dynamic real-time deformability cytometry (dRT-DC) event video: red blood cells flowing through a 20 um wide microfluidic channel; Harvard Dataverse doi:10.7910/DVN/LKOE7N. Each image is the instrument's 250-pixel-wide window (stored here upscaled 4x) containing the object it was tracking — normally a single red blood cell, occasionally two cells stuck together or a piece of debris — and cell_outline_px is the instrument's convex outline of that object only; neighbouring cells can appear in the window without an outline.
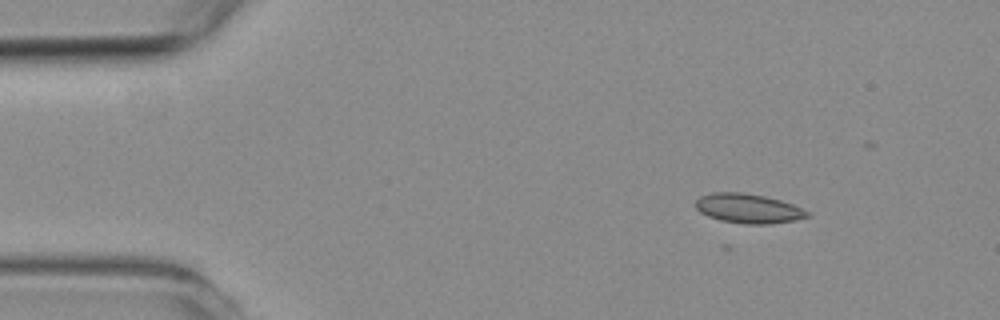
{"species": "common noctule bat (a hibernating species)", "species_latin": "Nyctalus noctula", "temperature_condition": "room temperature", "stored_images_in_passage": 54, "camera_frame_rate_fps": 3000, "um_per_image_px": 0.085, "animal": {"sex": "female", "body_mass_g": 19.3, "forearm_length_mm": 54.1}, "frame": {"image": 1, "passage_image": 8, "time_ms": 2.333, "image_size_px": [1000, 320], "cell_outline_px": [[812, 216], [796, 220], [772, 224], [744, 224], [720, 220], [708, 216], [700, 212], [696, 208], [696, 200], [700, 196], [712, 192], [744, 192], [764, 196], [780, 200], [792, 204], [808, 212]], "centroid_in_image_um": [63.6, 17.72], "position_along_channel_um": 21.4, "area_um2": 19.25}}
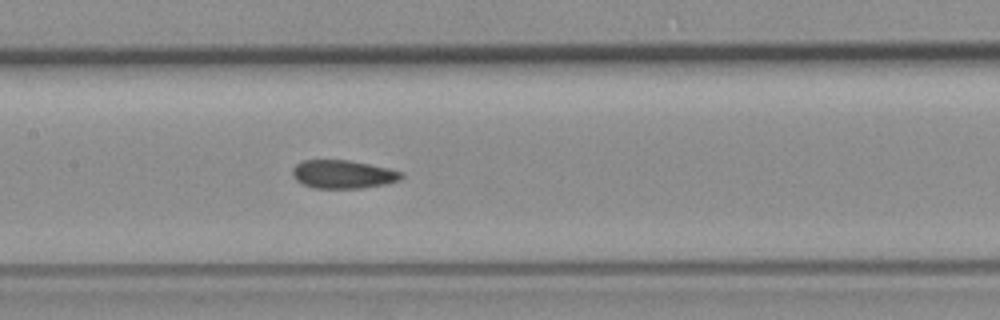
{"frame": {"image": 2, "passage_image": 27, "time_ms": 8.667, "image_size_px": [1000, 320], "cell_outline_px": [[404, 176], [400, 180], [384, 184], [364, 188], [312, 188], [296, 180], [292, 176], [292, 168], [296, 164], [304, 160], [348, 160], [388, 168], [404, 172]], "centroid_in_image_um": [29.16, 14.81], "position_along_channel_um": 178.2, "area_um2": 18.03}}
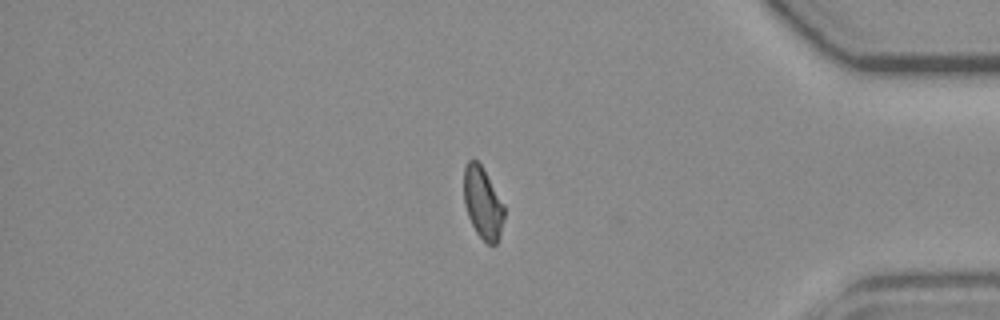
{"frame": {"image": 3, "passage_image": 47, "time_ms": 15.333, "image_size_px": [1000, 320], "cell_outline_px": [[504, 220], [500, 236], [496, 244], [488, 244], [476, 232], [468, 216], [464, 204], [464, 168], [468, 160], [476, 160], [484, 168], [504, 204]], "centroid_in_image_um": [41.04, 17.24], "position_along_channel_um": 394.2, "area_um2": 16.94}, "authors_computed_cell_mechanics": {"area_um2": 18.0336, "velocity_mm_per_s": 3.7228, "shape_relaxation_time_tau1_ms": null, "shape_relaxation_time_tau2_ms": 2.6815, "deformation_change_tau1": null, "deformation_change_tau2": 0.0743}}